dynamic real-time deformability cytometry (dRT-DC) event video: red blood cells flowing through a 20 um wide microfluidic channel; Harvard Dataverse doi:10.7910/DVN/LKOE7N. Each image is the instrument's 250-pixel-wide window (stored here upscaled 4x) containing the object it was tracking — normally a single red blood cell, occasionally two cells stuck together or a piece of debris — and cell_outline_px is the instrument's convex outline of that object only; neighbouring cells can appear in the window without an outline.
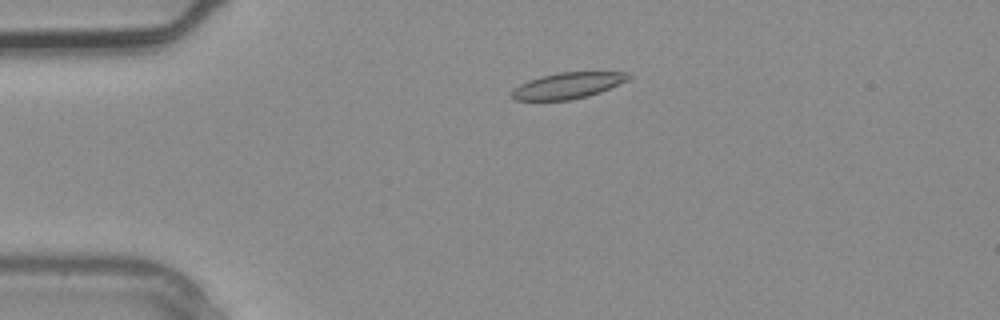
{"species": "common noctule bat (a hibernating species)", "species_latin": "Nyctalus noctula", "temperature_condition": "warm", "stored_images_in_passage": 2, "camera_frame_rate_fps": 3000, "um_per_image_px": 0.085, "animal": {"sex": "male", "body_mass_g": 20.4}, "frame": {"image": 1, "passage_image": 2, "time_ms": 0.333, "image_size_px": [1000, 320], "cell_outline_px": [[632, 76], [628, 80], [600, 92], [588, 96], [568, 100], [516, 100], [512, 96], [512, 88], [528, 80], [560, 72], [628, 72]], "centroid_in_image_um": [48.27, 7.27], "position_along_channel_um": 36.7, "area_um2": 17.57}}